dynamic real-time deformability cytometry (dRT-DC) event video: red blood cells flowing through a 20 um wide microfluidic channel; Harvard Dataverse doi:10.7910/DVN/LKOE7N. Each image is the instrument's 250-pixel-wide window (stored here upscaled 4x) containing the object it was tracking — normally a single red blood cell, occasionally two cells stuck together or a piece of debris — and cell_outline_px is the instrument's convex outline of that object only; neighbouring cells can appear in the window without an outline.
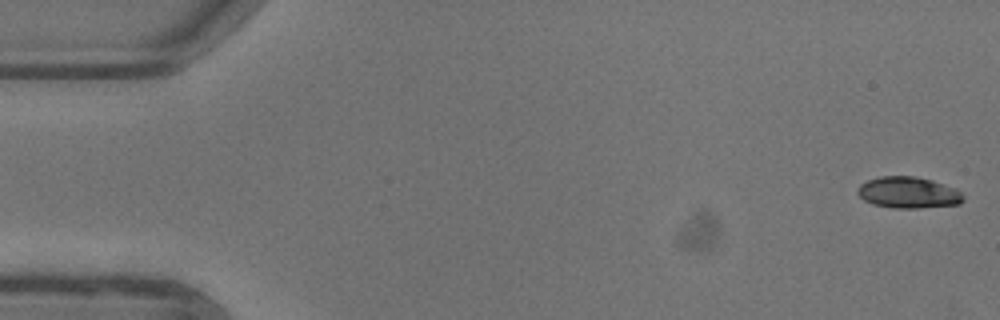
{"species": "common noctule bat (a hibernating species)", "species_latin": "Nyctalus noctula", "temperature_condition": "warm", "stored_images_in_passage": 49, "camera_frame_rate_fps": 3000, "um_per_image_px": 0.085, "animal": {"sex": "female"}, "frame": {"image": 1, "passage_image": 1, "time_ms": 0.0, "image_size_px": [1000, 320], "cell_outline_px": [[964, 200], [960, 204], [916, 208], [892, 208], [872, 204], [864, 200], [856, 192], [860, 184], [868, 180], [880, 176], [916, 176], [932, 180], [956, 188], [964, 196]], "centroid_in_image_um": [77.21, 16.36], "position_along_channel_um": 7.8, "area_um2": 19.42}}
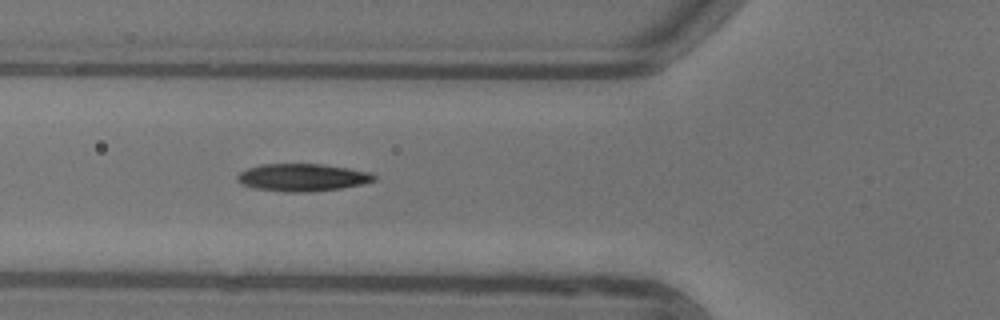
{"frame": {"image": 2, "passage_image": 19, "time_ms": 6.0, "image_size_px": [1000, 320], "cell_outline_px": [[376, 180], [360, 184], [340, 188], [308, 192], [284, 192], [256, 188], [240, 184], [236, 180], [236, 176], [240, 172], [248, 168], [260, 164], [320, 164], [348, 168], [368, 172], [376, 176]], "centroid_in_image_um": [25.65, 15.08], "position_along_channel_um": 100.1, "area_um2": 21.79}}
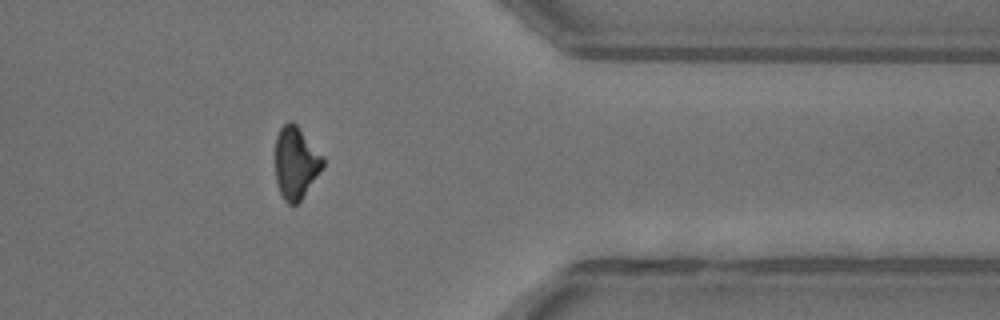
{"frame": {"image": 3, "passage_image": 42, "time_ms": 13.667, "image_size_px": [1000, 320], "cell_outline_px": [[324, 168], [300, 200], [296, 204], [288, 204], [284, 200], [280, 192], [276, 180], [276, 136], [280, 128], [288, 120], [292, 120], [296, 124], [324, 156]], "centroid_in_image_um": [25.16, 13.82], "position_along_channel_um": 386.2, "area_um2": 20.11}}